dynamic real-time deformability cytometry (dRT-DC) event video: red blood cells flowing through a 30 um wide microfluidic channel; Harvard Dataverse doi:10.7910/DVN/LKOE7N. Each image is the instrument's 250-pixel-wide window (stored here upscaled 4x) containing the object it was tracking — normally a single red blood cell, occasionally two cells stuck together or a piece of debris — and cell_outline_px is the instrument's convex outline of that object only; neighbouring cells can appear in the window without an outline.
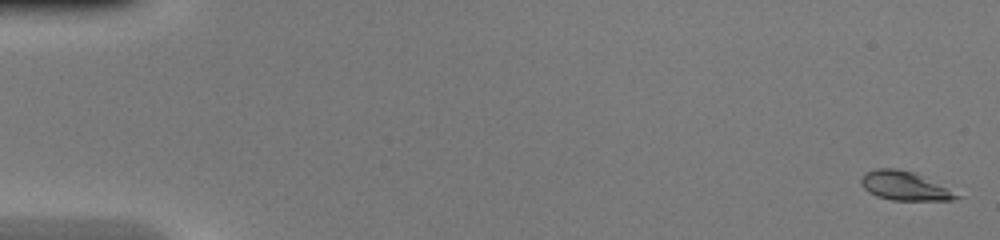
{"species": "common noctule bat (a hibernating species)", "species_latin": "Nyctalus noctula", "temperature_condition": "warm", "stored_images_in_passage": 47, "camera_frame_rate_fps": 3000, "um_per_image_px": 0.085, "animal": {"sex": "female", "body_mass_g": 20.0, "forearm_length_mm": 54.0}, "frame": {"image": 1, "passage_image": 1, "time_ms": 0.0, "image_size_px": [1000, 240], "cell_outline_px": [[964, 196], [952, 200], [892, 200], [876, 196], [868, 192], [860, 184], [860, 180], [864, 172], [876, 168], [896, 168], [912, 172]], "centroid_in_image_um": [76.84, 15.8], "position_along_channel_um": 8.2, "area_um2": 15.95}}
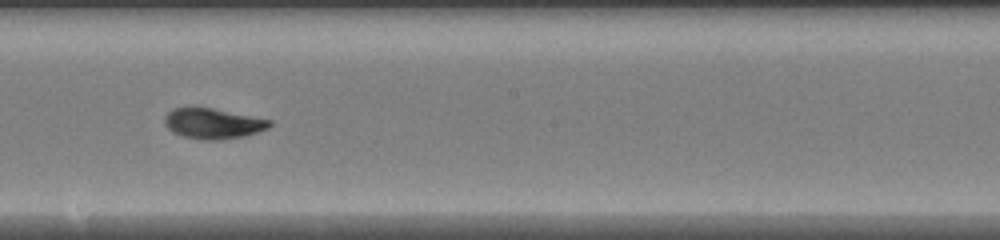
{"frame": {"image": 2, "passage_image": 27, "time_ms": 8.667, "image_size_px": [1000, 240], "cell_outline_px": [[272, 124], [268, 128], [244, 136], [216, 140], [204, 140], [184, 136], [172, 132], [164, 124], [164, 116], [172, 108], [192, 104], [272, 120]], "centroid_in_image_um": [18.03, 10.45], "position_along_channel_um": 230.2, "area_um2": 19.02}}
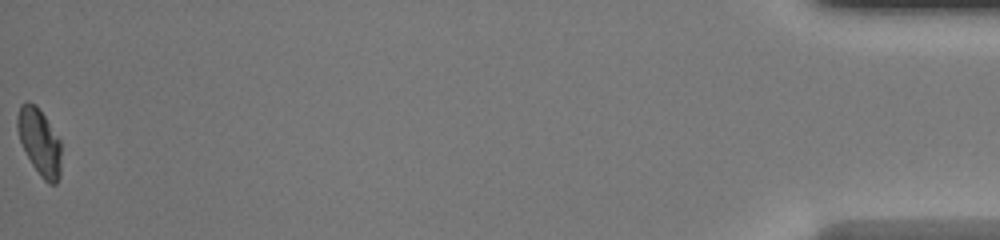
{"frame": {"image": 3, "passage_image": 47, "time_ms": 15.333, "image_size_px": [1000, 240], "cell_outline_px": [[60, 176], [56, 184], [48, 184], [40, 176], [32, 164], [20, 140], [16, 128], [16, 116], [20, 104], [24, 100], [28, 100], [36, 104], [60, 140]], "centroid_in_image_um": [3.33, 12.02], "position_along_channel_um": 431.9, "area_um2": 17.05}}